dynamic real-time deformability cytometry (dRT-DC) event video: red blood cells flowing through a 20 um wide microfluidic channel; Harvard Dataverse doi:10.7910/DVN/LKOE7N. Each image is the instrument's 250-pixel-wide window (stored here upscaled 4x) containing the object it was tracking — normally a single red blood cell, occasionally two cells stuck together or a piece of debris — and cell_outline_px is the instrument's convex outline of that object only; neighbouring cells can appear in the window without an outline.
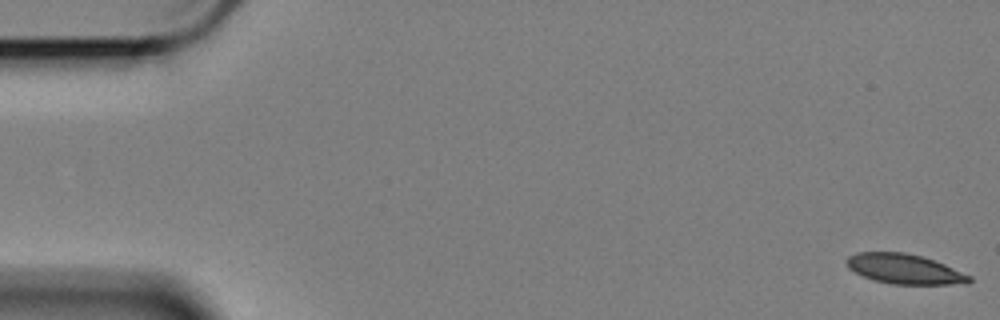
{"species": "Egyptian fruit bat (a non-hibernating species)", "species_latin": "Rousettus aegyptiacus", "temperature_condition": "cold", "stored_images_in_passage": 21, "camera_frame_rate_fps": 3000, "um_per_image_px": 0.085, "animal": {"sex": "female"}, "frame": {"image": 1, "passage_image": 1, "time_ms": 0.0, "image_size_px": [1000, 320], "cell_outline_px": [[972, 280], [968, 284], [892, 284], [872, 280], [848, 268], [844, 260], [848, 256], [856, 252], [904, 252], [920, 256], [944, 264], [972, 276]], "centroid_in_image_um": [76.86, 22.86], "position_along_channel_um": 8.1, "area_um2": 21.39}}
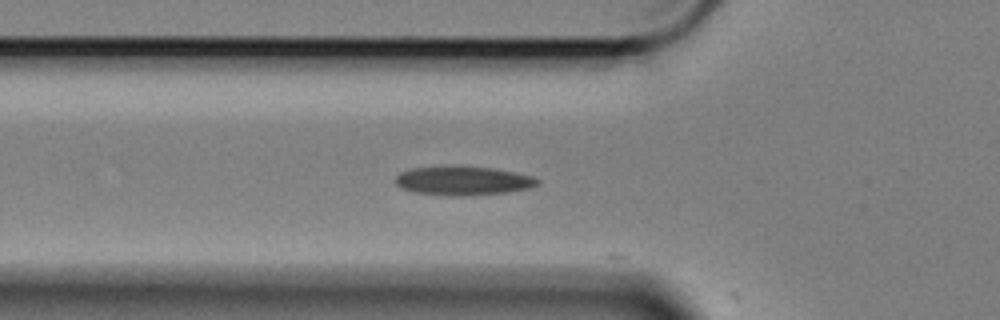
{"frame": {"image": 2, "passage_image": 20, "time_ms": 6.333, "image_size_px": [1000, 320], "cell_outline_px": [[540, 184], [532, 188], [508, 192], [464, 196], [448, 196], [416, 192], [400, 188], [396, 184], [396, 176], [400, 172], [412, 168], [448, 164], [460, 164], [496, 168], [516, 172], [532, 176], [540, 180]], "centroid_in_image_um": [39.38, 15.33], "position_along_channel_um": 86.4, "area_um2": 24.91}}